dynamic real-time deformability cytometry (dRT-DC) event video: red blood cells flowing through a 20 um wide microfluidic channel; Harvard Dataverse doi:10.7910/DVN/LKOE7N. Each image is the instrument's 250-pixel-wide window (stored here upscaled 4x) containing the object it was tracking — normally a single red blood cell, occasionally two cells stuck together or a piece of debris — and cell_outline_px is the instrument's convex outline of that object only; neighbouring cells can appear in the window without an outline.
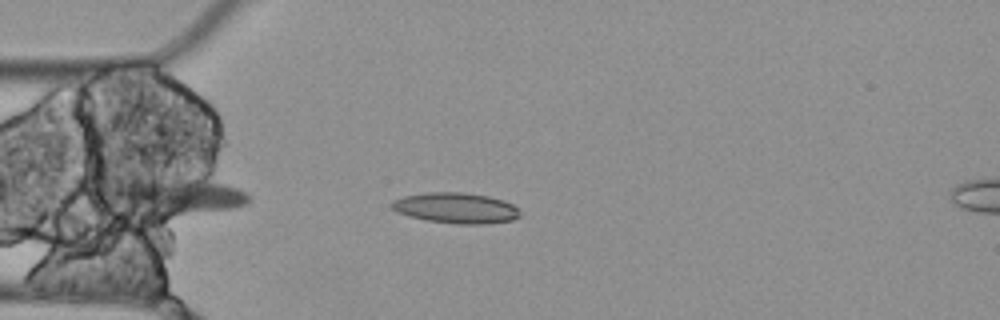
{"species": "Egyptian fruit bat (a non-hibernating species)", "species_latin": "Rousettus aegyptiacus", "temperature_condition": "cold", "stored_images_in_passage": 5, "camera_frame_rate_fps": 3000, "um_per_image_px": 0.085, "animal": {"sex": "female"}, "frame": {"image": 1, "passage_image": 5, "time_ms": 1.333, "image_size_px": [1000, 320], "cell_outline_px": [[520, 216], [512, 220], [488, 224], [456, 224], [428, 220], [408, 216], [396, 212], [388, 204], [392, 200], [404, 196], [432, 192], [460, 192], [488, 196], [504, 200], [512, 204], [520, 212]], "centroid_in_image_um": [38.73, 17.68], "position_along_channel_um": 46.3, "area_um2": 22.95}}